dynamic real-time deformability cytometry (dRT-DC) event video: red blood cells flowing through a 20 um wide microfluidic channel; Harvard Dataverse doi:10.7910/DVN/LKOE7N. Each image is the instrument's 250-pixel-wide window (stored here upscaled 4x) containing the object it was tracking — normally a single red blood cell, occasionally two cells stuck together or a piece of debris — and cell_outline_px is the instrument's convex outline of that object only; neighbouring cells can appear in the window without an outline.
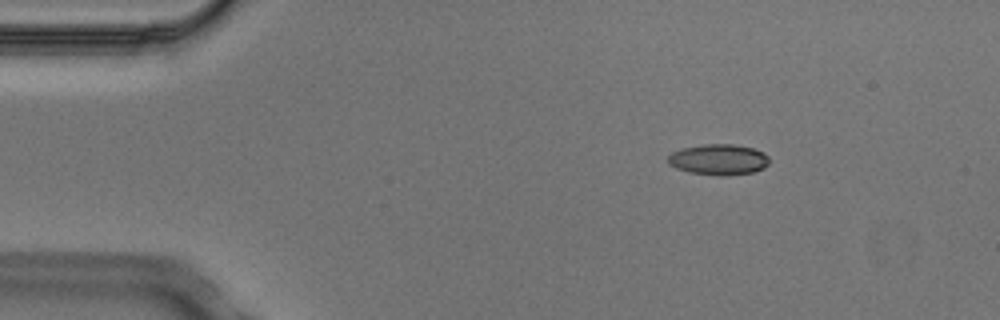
{"species": "Egyptian fruit bat (a non-hibernating species)", "species_latin": "Rousettus aegyptiacus", "temperature_condition": "cold", "stored_images_in_passage": 5, "camera_frame_rate_fps": 3000, "um_per_image_px": 0.085, "animal": {"sex": "male"}, "frame": {"image": 1, "passage_image": 3, "time_ms": 0.667, "image_size_px": [1000, 320], "cell_outline_px": [[768, 164], [764, 168], [752, 172], [728, 176], [720, 176], [688, 172], [676, 168], [668, 164], [668, 156], [672, 152], [680, 148], [704, 144], [736, 144], [752, 148], [764, 152], [768, 156]], "centroid_in_image_um": [61.07, 13.56], "position_along_channel_um": 23.9, "area_um2": 18.38}}